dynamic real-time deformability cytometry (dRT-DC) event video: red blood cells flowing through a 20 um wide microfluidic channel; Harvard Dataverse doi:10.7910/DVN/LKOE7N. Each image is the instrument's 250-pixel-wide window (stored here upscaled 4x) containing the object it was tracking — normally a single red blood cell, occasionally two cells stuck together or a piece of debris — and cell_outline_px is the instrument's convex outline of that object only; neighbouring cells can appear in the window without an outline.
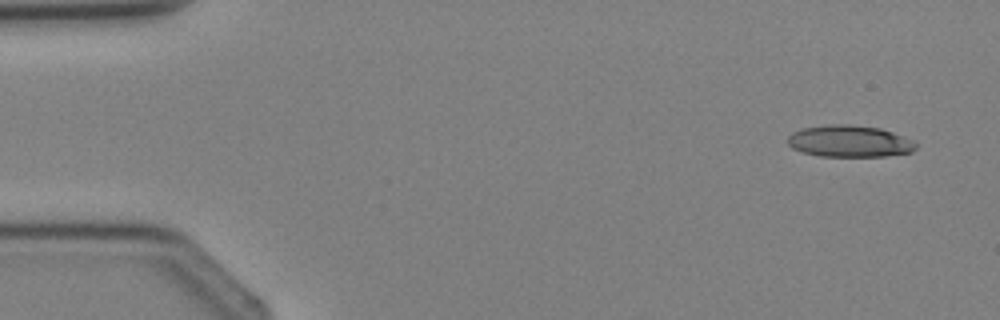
{"species": "Egyptian fruit bat (a non-hibernating species)", "species_latin": "Rousettus aegyptiacus", "temperature_condition": "cold", "stored_images_in_passage": 4, "segment_of_instrument_passage": [2, 2], "camera_frame_rate_fps": 3000, "um_per_image_px": 0.085, "animal": {"sex": "female"}, "frame": {"image": 1, "passage_image": 4, "time_ms": 4.333, "image_size_px": [1000, 320], "cell_outline_px": [[916, 148], [912, 152], [884, 156], [820, 156], [804, 152], [792, 148], [788, 144], [788, 136], [792, 132], [804, 128], [828, 124], [848, 124], [880, 128], [916, 140]], "centroid_in_image_um": [72.23, 12.0], "position_along_channel_um": 12.8, "area_um2": 23.76}}